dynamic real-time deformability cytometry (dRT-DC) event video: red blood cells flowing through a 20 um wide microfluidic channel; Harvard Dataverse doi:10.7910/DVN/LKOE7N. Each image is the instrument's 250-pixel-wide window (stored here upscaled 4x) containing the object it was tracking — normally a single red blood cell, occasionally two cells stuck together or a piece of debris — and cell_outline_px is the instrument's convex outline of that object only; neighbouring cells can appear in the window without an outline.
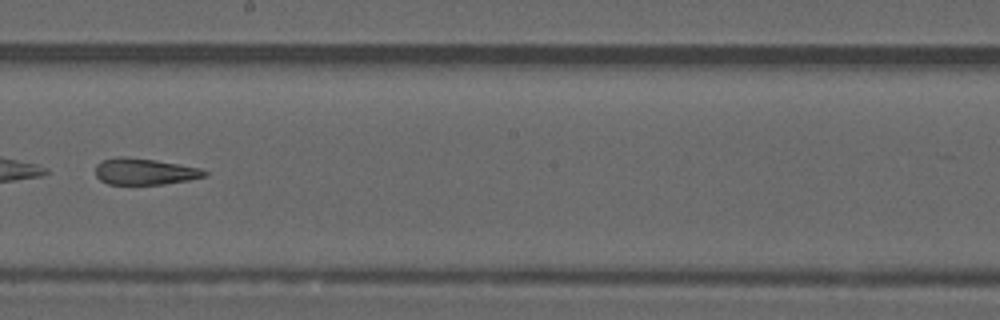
{"species": "common noctule bat (a hibernating species)", "species_latin": "Nyctalus noctula", "temperature_condition": "warm", "stored_images_in_passage": 48, "camera_frame_rate_fps": 3000, "um_per_image_px": 0.085, "animal": {"sex": "male", "forearm_length_mm": 52.5}, "frame": {"image": 1, "passage_image": 28, "time_ms": 9.0, "image_size_px": [1000, 320], "cell_outline_px": [[208, 176], [188, 180], [164, 184], [108, 184], [100, 180], [96, 176], [96, 164], [100, 160], [116, 156], [124, 156], [156, 160], [200, 168], [208, 172]], "centroid_in_image_um": [12.27, 14.57], "position_along_channel_um": 235.9, "area_um2": 16.94}}